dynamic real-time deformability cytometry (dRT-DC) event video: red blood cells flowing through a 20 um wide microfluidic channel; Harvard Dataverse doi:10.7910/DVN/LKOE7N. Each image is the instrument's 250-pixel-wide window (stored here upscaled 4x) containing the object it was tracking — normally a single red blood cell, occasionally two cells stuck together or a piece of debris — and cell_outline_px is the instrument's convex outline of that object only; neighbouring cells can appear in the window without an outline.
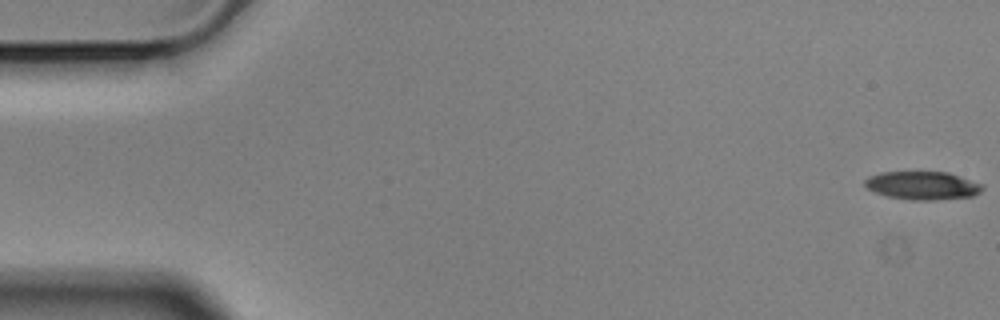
{"species": "Egyptian fruit bat (a non-hibernating species)", "species_latin": "Rousettus aegyptiacus", "temperature_condition": "cold", "stored_images_in_passage": 57, "camera_frame_rate_fps": 3000, "um_per_image_px": 0.085, "animal": {"sex": "male"}, "frame": {"image": 1, "passage_image": 1, "time_ms": 0.0, "image_size_px": [1000, 320], "cell_outline_px": [[984, 188], [980, 192], [972, 196], [932, 200], [912, 200], [888, 196], [876, 192], [868, 188], [864, 184], [864, 180], [868, 176], [880, 172], [948, 172], [984, 184]], "centroid_in_image_um": [78.43, 15.76], "position_along_channel_um": 6.6, "area_um2": 19.31}}
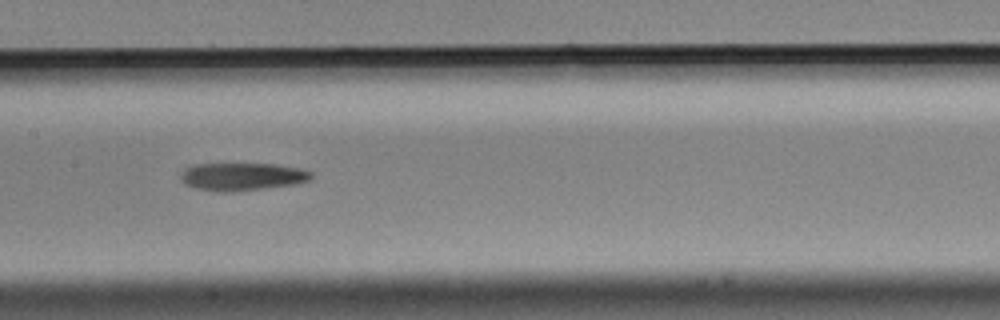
{"frame": {"image": 2, "passage_image": 28, "time_ms": 9.0, "image_size_px": [1000, 320], "cell_outline_px": [[312, 176], [308, 180], [296, 184], [232, 192], [216, 192], [196, 188], [184, 184], [180, 180], [180, 172], [184, 168], [196, 164], [276, 164], [300, 168], [312, 172]], "centroid_in_image_um": [20.54, 15.01], "position_along_channel_um": 186.9, "area_um2": 21.27}}
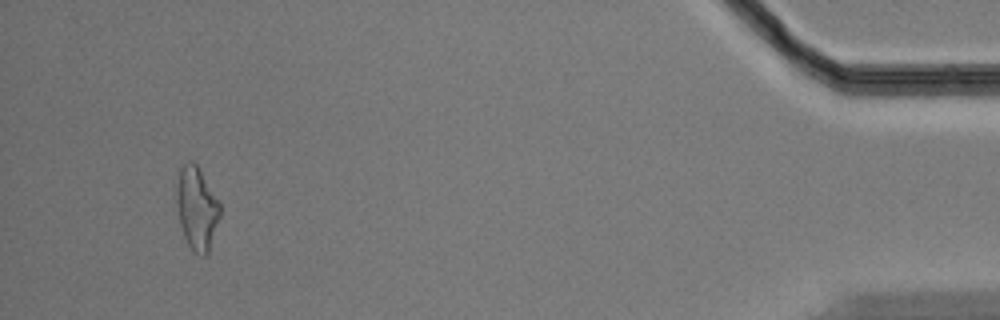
{"frame": {"image": 3, "passage_image": 54, "time_ms": 17.667, "image_size_px": [1000, 320], "cell_outline_px": [[220, 216], [208, 256], [200, 256], [188, 244], [184, 236], [180, 224], [176, 204], [176, 188], [180, 168], [188, 160], [192, 160], [196, 164], [220, 204]], "centroid_in_image_um": [16.72, 17.73], "position_along_channel_um": 418.5, "area_um2": 20.87}, "authors_computed_cell_mechanics": {"area_um2": 20.9814, "velocity_mm_per_s": 3.5323, "shape_relaxation_time_tau1_ms": null, "shape_relaxation_time_tau2_ms": 4.3441, "deformation_change_tau1": null, "deformation_change_tau2": 0.1598}}